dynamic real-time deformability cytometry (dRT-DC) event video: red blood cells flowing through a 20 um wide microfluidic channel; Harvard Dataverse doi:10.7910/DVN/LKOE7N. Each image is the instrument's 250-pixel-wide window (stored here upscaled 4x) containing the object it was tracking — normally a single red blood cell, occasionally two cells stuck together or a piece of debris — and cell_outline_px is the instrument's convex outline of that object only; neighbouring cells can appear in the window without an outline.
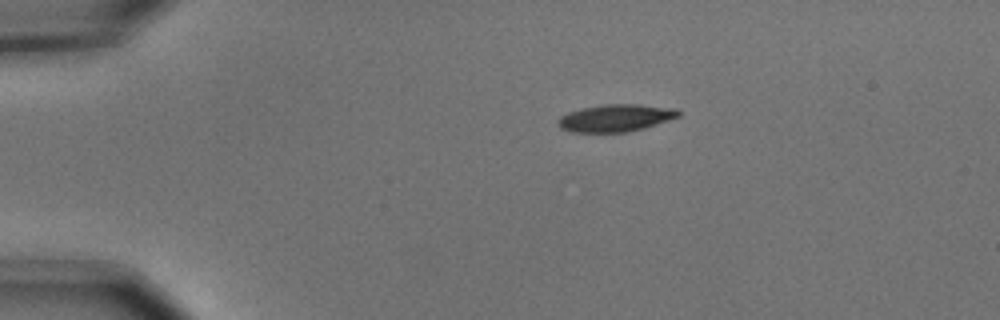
{"species": "common noctule bat (a hibernating species)", "species_latin": "Nyctalus noctula", "temperature_condition": "cold", "stored_images_in_passage": 7, "camera_frame_rate_fps": 3000, "um_per_image_px": 0.085, "animal": {"sex": "male", "body_mass_g": 15.6}, "frame": {"image": 1, "passage_image": 1, "time_ms": 0.0, "image_size_px": [1000, 320], "cell_outline_px": [[680, 116], [644, 128], [624, 132], [572, 132], [560, 128], [556, 120], [560, 116], [568, 112], [580, 108], [604, 104], [640, 104], [676, 108], [680, 112]], "centroid_in_image_um": [52.3, 10.01], "position_along_channel_um": 32.7, "area_um2": 19.25}}
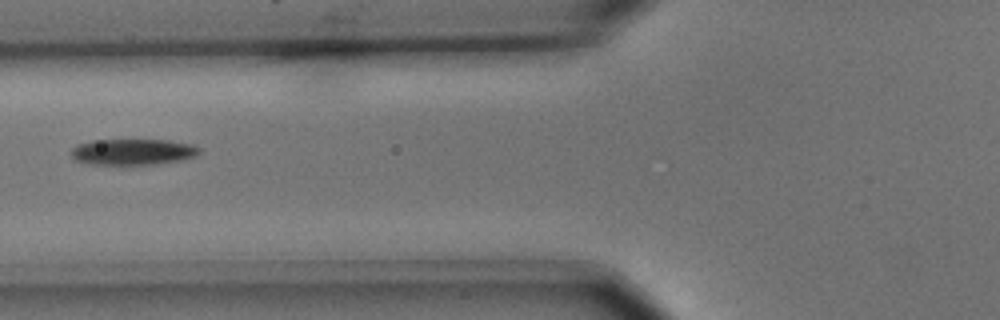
{"frame": {"image": 2, "passage_image": 4, "time_ms": 1.0, "image_size_px": [1000, 320], "cell_outline_px": [[200, 152], [196, 156], [180, 160], [156, 164], [88, 164], [76, 160], [72, 156], [72, 148], [76, 144], [92, 140], [168, 140], [192, 144], [200, 148]], "centroid_in_image_um": [11.29, 12.9], "position_along_channel_um": 114.5, "area_um2": 19.42}}
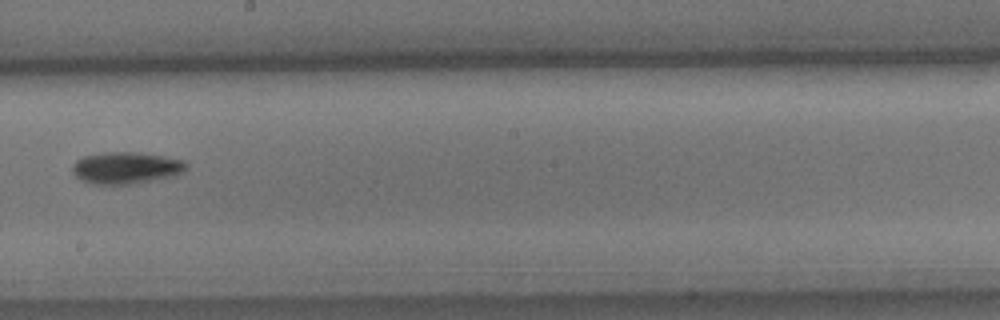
{"frame": {"image": 3, "passage_image": 7, "time_ms": 2.0, "image_size_px": [1000, 320], "cell_outline_px": [[188, 168], [176, 176], [136, 184], [92, 184], [80, 180], [72, 172], [72, 164], [76, 160], [84, 156], [104, 152], [132, 152], [164, 156], [184, 160], [188, 164]], "centroid_in_image_um": [10.73, 14.28], "position_along_channel_um": 237.5, "area_um2": 21.44}}